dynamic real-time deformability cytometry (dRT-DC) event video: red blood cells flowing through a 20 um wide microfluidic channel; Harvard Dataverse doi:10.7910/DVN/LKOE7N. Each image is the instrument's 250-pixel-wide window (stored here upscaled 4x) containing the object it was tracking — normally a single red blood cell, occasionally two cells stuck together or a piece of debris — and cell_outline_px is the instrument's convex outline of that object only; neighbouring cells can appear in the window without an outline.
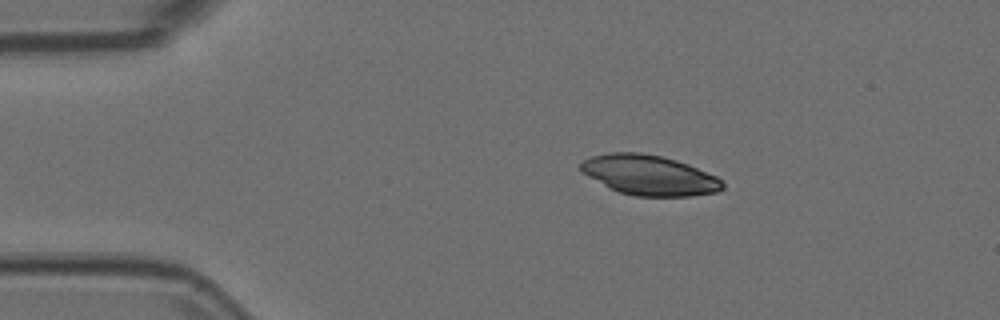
{"species": "Egyptian fruit bat (a non-hibernating species)", "species_latin": "Rousettus aegyptiacus", "temperature_condition": "room temperature", "stored_images_in_passage": 9, "camera_frame_rate_fps": 3000, "um_per_image_px": 0.085, "animal": {"sex": "female"}, "frame": {"image": 1, "passage_image": 1, "time_ms": 0.0, "image_size_px": [1000, 320], "cell_outline_px": [[724, 188], [716, 192], [692, 196], [636, 196], [620, 192], [608, 188], [580, 172], [580, 164], [584, 160], [592, 156], [608, 152], [640, 152], [660, 156], [676, 160], [688, 164], [716, 176], [724, 180]], "centroid_in_image_um": [55.18, 14.89], "position_along_channel_um": 29.8, "area_um2": 33.23}}